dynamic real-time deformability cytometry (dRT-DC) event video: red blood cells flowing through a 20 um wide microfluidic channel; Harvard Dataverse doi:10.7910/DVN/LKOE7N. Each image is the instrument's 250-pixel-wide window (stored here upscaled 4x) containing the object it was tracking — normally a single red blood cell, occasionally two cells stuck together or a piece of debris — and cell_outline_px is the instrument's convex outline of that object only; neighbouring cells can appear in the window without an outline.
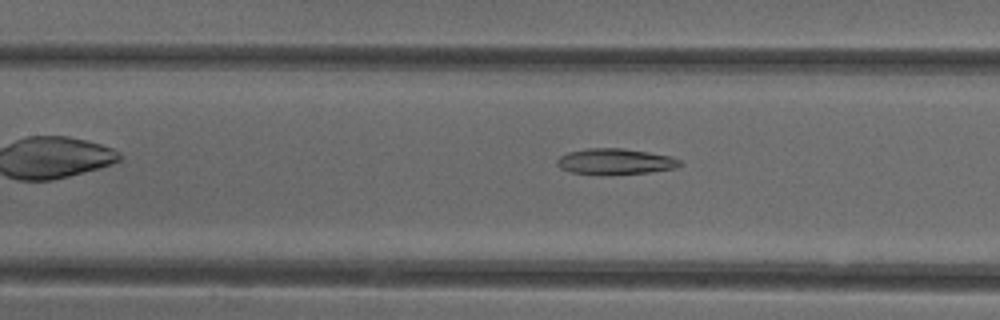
{"species": "common noctule bat (a hibernating species)", "species_latin": "Nyctalus noctula", "temperature_condition": "cold", "stored_images_in_passage": 43, "camera_frame_rate_fps": 3000, "um_per_image_px": 0.085, "animal": {"sex": "female"}, "frame": {"image": 1, "passage_image": 14, "time_ms": 4.333, "image_size_px": [1000, 320], "cell_outline_px": [[684, 164], [676, 168], [648, 172], [572, 172], [560, 168], [556, 164], [556, 160], [560, 156], [568, 152], [588, 148], [624, 148], [672, 156], [680, 160]], "centroid_in_image_um": [52.34, 13.68], "position_along_channel_um": 155.1, "area_um2": 17.8}}
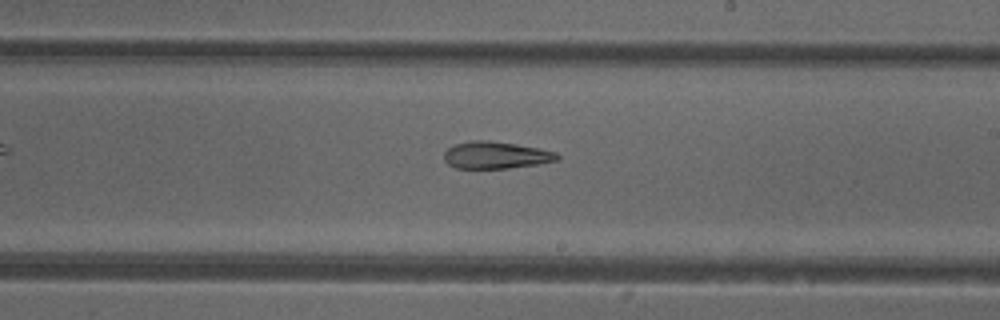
{"frame": {"image": 2, "passage_image": 21, "time_ms": 6.667, "image_size_px": [1000, 320], "cell_outline_px": [[560, 160], [536, 164], [508, 168], [456, 168], [448, 164], [444, 160], [444, 152], [452, 144], [472, 140], [488, 140], [516, 144], [540, 148], [556, 152], [560, 156]], "centroid_in_image_um": [42.14, 13.17], "position_along_channel_um": 246.9, "area_um2": 17.98}}
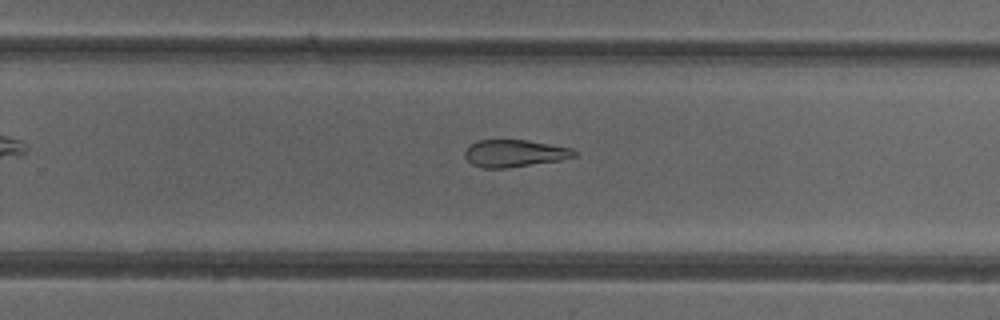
{"frame": {"image": 3, "passage_image": 24, "time_ms": 7.667, "image_size_px": [1000, 320], "cell_outline_px": [[576, 156], [560, 160], [508, 168], [484, 168], [472, 164], [464, 156], [464, 152], [468, 144], [476, 140], [528, 140], [572, 148], [576, 152]], "centroid_in_image_um": [43.7, 13.03], "position_along_channel_um": 286.1, "area_um2": 17.46}, "authors_computed_cell_mechanics": {"area_um2": 19.8832, "velocity_mm_per_s": 3.9476, "shape_relaxation_time_tau1_ms": null, "shape_relaxation_time_tau2_ms": 7.7272, "deformation_change_tau1": null, "deformation_change_tau2": 0.1985}}